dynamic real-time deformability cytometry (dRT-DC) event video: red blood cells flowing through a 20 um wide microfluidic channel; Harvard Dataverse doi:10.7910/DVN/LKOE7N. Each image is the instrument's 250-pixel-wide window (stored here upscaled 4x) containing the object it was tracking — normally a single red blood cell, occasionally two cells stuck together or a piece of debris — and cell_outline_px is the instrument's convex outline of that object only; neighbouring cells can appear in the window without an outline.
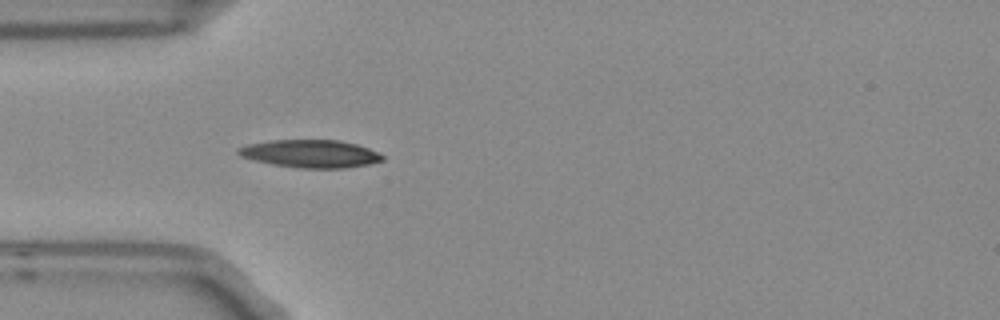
{"species": "Egyptian fruit bat (a non-hibernating species)", "species_latin": "Rousettus aegyptiacus", "temperature_condition": "room temperature", "stored_images_in_passage": 1, "camera_frame_rate_fps": 3000, "um_per_image_px": 0.085, "frame": {"image": 1, "passage_image": 1, "time_ms": 0.0, "image_size_px": [1000, 320], "cell_outline_px": [[384, 160], [368, 164], [344, 168], [300, 168], [272, 164], [240, 156], [236, 152], [240, 148], [248, 144], [272, 140], [340, 140], [356, 144], [368, 148], [384, 156]], "centroid_in_image_um": [26.4, 13.06], "position_along_channel_um": 58.6, "area_um2": 23.12}}